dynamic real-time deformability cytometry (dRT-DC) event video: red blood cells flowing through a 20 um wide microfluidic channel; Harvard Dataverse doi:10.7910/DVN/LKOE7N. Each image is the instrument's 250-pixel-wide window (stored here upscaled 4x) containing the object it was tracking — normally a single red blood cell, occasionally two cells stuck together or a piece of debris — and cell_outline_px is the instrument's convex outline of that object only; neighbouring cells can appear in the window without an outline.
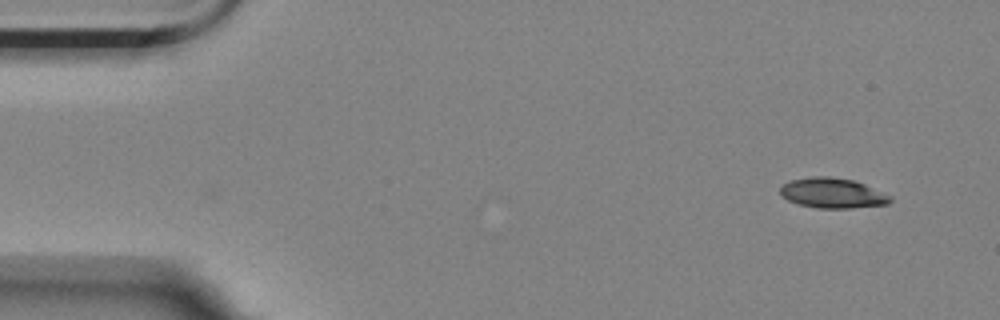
{"species": "Egyptian fruit bat (a non-hibernating species)", "species_latin": "Rousettus aegyptiacus", "temperature_condition": "room temperature", "stored_images_in_passage": 2, "camera_frame_rate_fps": 3000, "um_per_image_px": 0.085, "animal": {"sex": "female"}, "frame": {"image": 1, "passage_image": 2, "time_ms": 0.333, "image_size_px": [1000, 320], "cell_outline_px": [[892, 200], [888, 204], [852, 208], [816, 208], [800, 204], [788, 200], [780, 196], [780, 188], [784, 184], [792, 180], [812, 176], [828, 176], [852, 180], [864, 184], [892, 196]], "centroid_in_image_um": [70.77, 16.42], "position_along_channel_um": 14.2, "area_um2": 19.25}}